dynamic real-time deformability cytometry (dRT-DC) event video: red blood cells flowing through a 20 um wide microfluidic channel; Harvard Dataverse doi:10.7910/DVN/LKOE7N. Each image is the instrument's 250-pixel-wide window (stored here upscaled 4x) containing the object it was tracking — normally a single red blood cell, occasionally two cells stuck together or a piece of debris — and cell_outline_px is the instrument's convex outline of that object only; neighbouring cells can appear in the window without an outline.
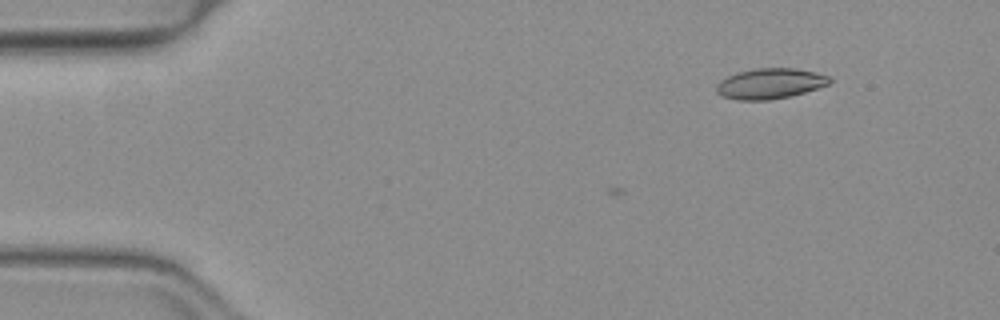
{"species": "common noctule bat (a hibernating species)", "species_latin": "Nyctalus noctula", "temperature_condition": "warm", "stored_images_in_passage": 4, "camera_frame_rate_fps": 3000, "um_per_image_px": 0.085, "animal": {"sex": "female", "body_mass_g": 19.3, "forearm_length_mm": 54.1}, "frame": {"image": 1, "passage_image": 4, "time_ms": 1.0, "image_size_px": [1000, 320], "cell_outline_px": [[832, 80], [828, 84], [804, 92], [788, 96], [768, 100], [736, 100], [720, 96], [716, 92], [716, 84], [720, 80], [736, 72], [752, 68], [792, 68], [832, 76]], "centroid_in_image_um": [65.39, 7.1], "position_along_channel_um": 19.6, "area_um2": 20.11}}